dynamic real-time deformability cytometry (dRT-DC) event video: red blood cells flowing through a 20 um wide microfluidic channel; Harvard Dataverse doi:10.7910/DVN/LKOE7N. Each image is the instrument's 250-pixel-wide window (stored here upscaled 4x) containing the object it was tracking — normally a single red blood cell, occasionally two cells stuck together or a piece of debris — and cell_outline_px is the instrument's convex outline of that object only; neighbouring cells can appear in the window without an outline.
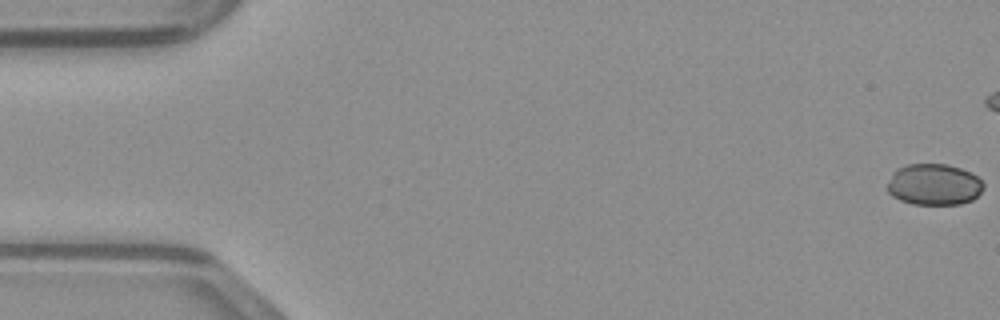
{"species": "common noctule bat (a hibernating species)", "species_latin": "Nyctalus noctula", "temperature_condition": "warm", "stored_images_in_passage": 36, "camera_frame_rate_fps": 3000, "um_per_image_px": 0.085, "animal": {"sex": "male", "body_mass_g": 23.1, "forearm_length_mm": 52.7}, "frame": {"image": 1, "passage_image": 1, "time_ms": 0.0, "image_size_px": [1000, 320], "cell_outline_px": [[984, 188], [972, 200], [960, 204], [912, 204], [900, 200], [892, 196], [888, 192], [888, 180], [892, 172], [896, 168], [908, 164], [948, 164], [972, 172], [984, 184]], "centroid_in_image_um": [79.37, 15.67], "position_along_channel_um": 5.6, "area_um2": 23.29}}
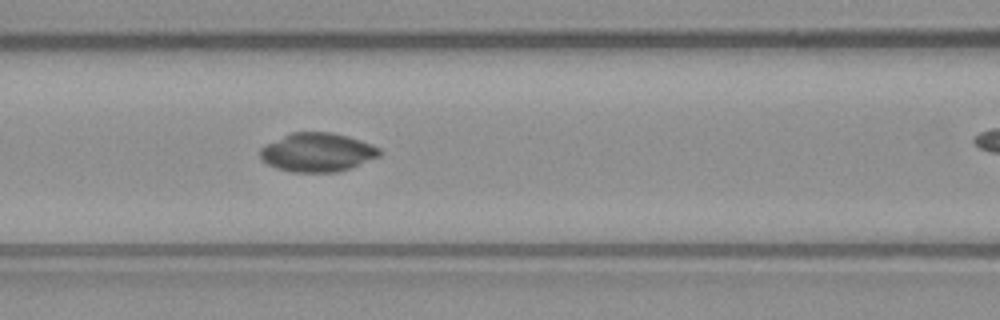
{"frame": {"image": 2, "passage_image": 21, "time_ms": 6.667, "image_size_px": [1000, 320], "cell_outline_px": [[380, 156], [352, 168], [336, 172], [292, 172], [276, 168], [268, 164], [260, 156], [260, 148], [264, 144], [292, 132], [332, 132], [348, 136], [372, 144], [380, 148]], "centroid_in_image_um": [26.98, 12.95], "position_along_channel_um": 139.6, "area_um2": 27.11}}
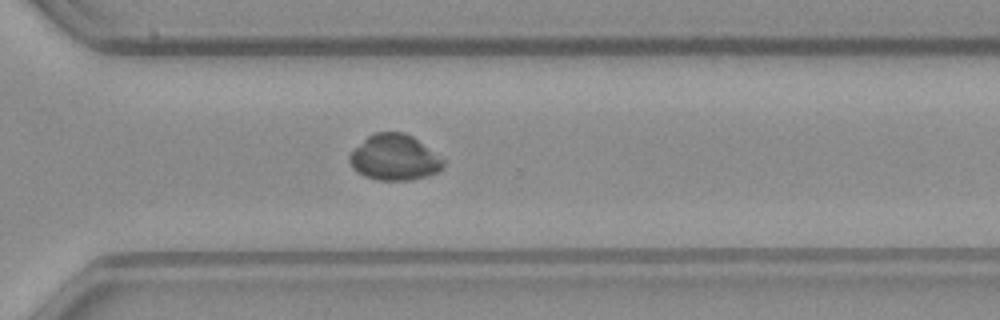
{"frame": {"image": 3, "passage_image": 35, "time_ms": 11.333, "image_size_px": [1000, 320], "cell_outline_px": [[444, 164], [436, 172], [428, 176], [408, 180], [376, 180], [364, 176], [356, 172], [352, 168], [348, 160], [348, 156], [372, 132], [404, 132], [412, 136], [444, 160]], "centroid_in_image_um": [33.48, 13.4], "position_along_channel_um": 337.1, "area_um2": 24.8}}